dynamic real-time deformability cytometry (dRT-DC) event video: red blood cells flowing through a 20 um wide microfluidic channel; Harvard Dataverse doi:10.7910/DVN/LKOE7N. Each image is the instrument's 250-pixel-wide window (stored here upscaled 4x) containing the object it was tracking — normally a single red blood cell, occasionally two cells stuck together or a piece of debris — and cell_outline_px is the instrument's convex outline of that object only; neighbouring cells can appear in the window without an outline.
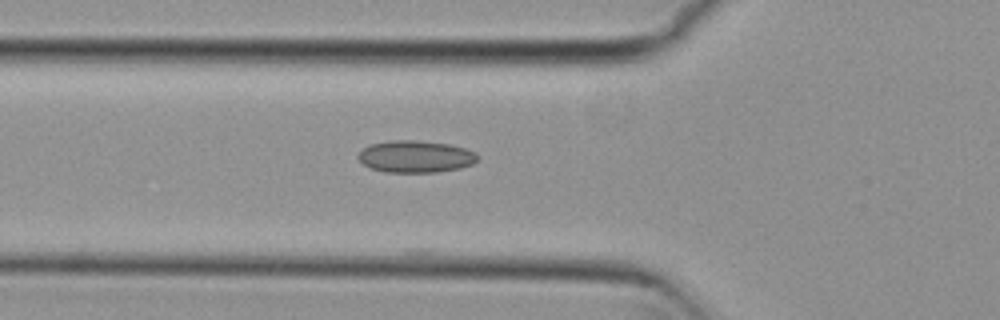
{"species": "common noctule bat (a hibernating species)", "species_latin": "Nyctalus noctula", "temperature_condition": "cold", "stored_images_in_passage": 6, "camera_frame_rate_fps": 3000, "um_per_image_px": 0.085, "animal": {"sex": "female", "body_mass_g": 29.2, "forearm_length_mm": 56.3}, "frame": {"image": 1, "passage_image": 6, "time_ms": 1.667, "image_size_px": [1000, 320], "cell_outline_px": [[480, 156], [472, 164], [460, 168], [436, 172], [384, 172], [368, 168], [356, 156], [368, 144], [392, 140], [416, 140], [448, 144], [464, 148], [476, 152]], "centroid_in_image_um": [35.3, 13.31], "position_along_channel_um": 90.5, "area_um2": 22.37}}